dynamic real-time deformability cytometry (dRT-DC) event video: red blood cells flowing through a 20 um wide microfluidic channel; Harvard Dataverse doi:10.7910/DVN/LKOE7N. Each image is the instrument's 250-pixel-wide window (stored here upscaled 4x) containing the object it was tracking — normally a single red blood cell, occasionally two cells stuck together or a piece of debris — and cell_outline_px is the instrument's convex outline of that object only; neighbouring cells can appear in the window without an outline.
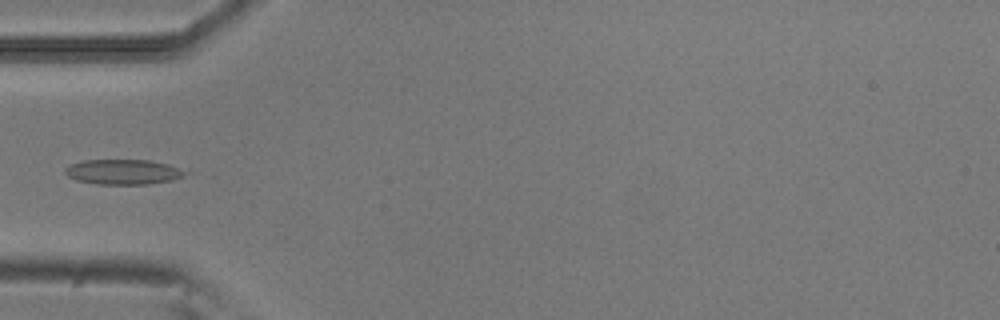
{"species": "common noctule bat (a hibernating species)", "species_latin": "Nyctalus noctula", "temperature_condition": "room temperature", "stored_images_in_passage": 37, "camera_frame_rate_fps": 3000, "um_per_image_px": 0.085, "animal": {"sex": "male", "body_mass_g": 20.5, "forearm_length_mm": 52.5}, "frame": {"image": 1, "passage_image": 1, "time_ms": 0.0, "image_size_px": [1000, 320], "cell_outline_px": [[184, 176], [172, 180], [148, 184], [96, 184], [76, 180], [68, 176], [64, 172], [64, 168], [72, 164], [84, 160], [148, 160], [168, 164], [184, 172]], "centroid_in_image_um": [10.4, 14.61], "position_along_channel_um": 74.6, "area_um2": 17.28}}
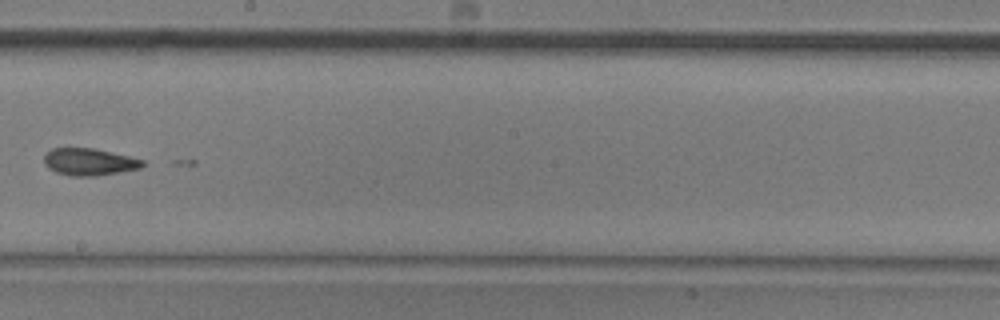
{"frame": {"image": 2, "passage_image": 14, "time_ms": 4.333, "image_size_px": [1000, 320], "cell_outline_px": [[144, 164], [140, 168], [120, 172], [96, 176], [68, 176], [56, 172], [48, 168], [44, 164], [44, 156], [52, 148], [92, 148], [128, 156], [144, 160]], "centroid_in_image_um": [7.56, 13.77], "position_along_channel_um": 240.6, "area_um2": 15.49}}
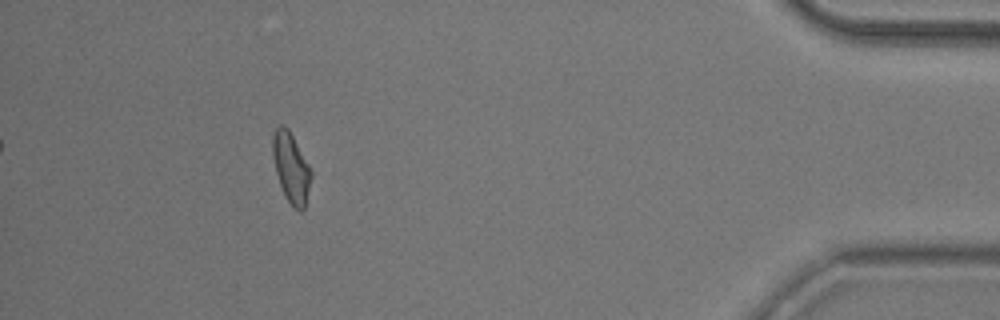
{"frame": {"image": 3, "passage_image": 32, "time_ms": 10.333, "image_size_px": [1000, 320], "cell_outline_px": [[312, 176], [304, 208], [300, 212], [288, 200], [280, 184], [276, 172], [272, 152], [272, 136], [276, 128], [280, 124], [288, 128], [308, 164], [312, 172]], "centroid_in_image_um": [24.74, 14.22], "position_along_channel_um": 410.5, "area_um2": 15.26}}